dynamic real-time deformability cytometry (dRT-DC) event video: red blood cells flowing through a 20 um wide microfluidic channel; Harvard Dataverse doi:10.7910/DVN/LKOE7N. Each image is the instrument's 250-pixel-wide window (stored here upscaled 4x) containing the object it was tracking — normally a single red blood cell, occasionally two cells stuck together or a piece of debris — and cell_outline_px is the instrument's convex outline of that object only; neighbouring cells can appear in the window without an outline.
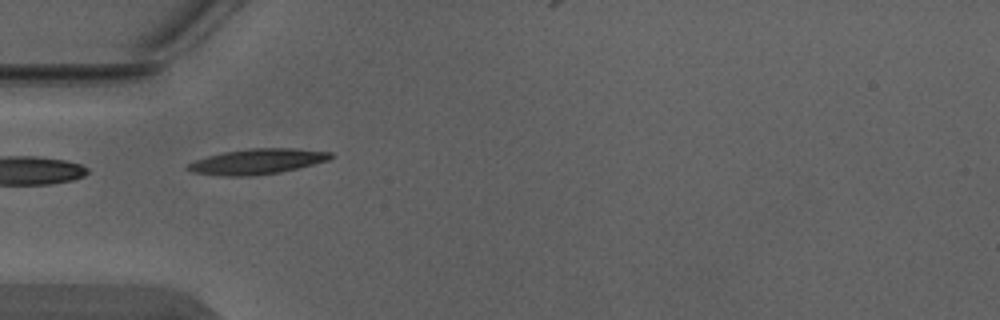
{"species": "Egyptian fruit bat (a non-hibernating species)", "species_latin": "Rousettus aegyptiacus", "temperature_condition": "warm", "stored_images_in_passage": 5, "camera_frame_rate_fps": 3000, "um_per_image_px": 0.085, "animal": {"sex": "male"}, "frame": {"image": 1, "passage_image": 2, "time_ms": 0.333, "image_size_px": [1000, 320], "cell_outline_px": [[332, 156], [328, 160], [280, 172], [252, 176], [224, 176], [192, 172], [184, 168], [188, 164], [196, 160], [208, 156], [224, 152], [248, 148], [292, 148], [332, 152]], "centroid_in_image_um": [21.83, 13.72], "position_along_channel_um": 63.2, "area_um2": 20.92}}
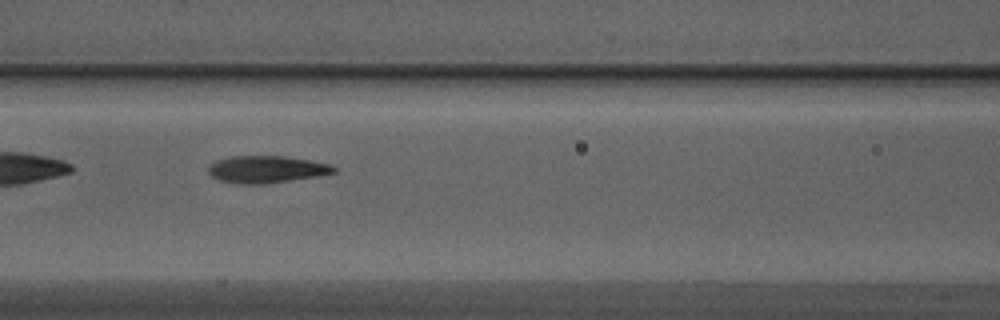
{"frame": {"image": 2, "passage_image": 4, "time_ms": 1.0, "image_size_px": [1000, 320], "cell_outline_px": [[336, 172], [320, 176], [264, 184], [240, 184], [220, 180], [212, 176], [208, 172], [208, 168], [216, 160], [232, 156], [284, 156], [312, 160], [332, 164], [336, 168]], "centroid_in_image_um": [22.71, 14.39], "position_along_channel_um": 143.9, "area_um2": 19.94}}
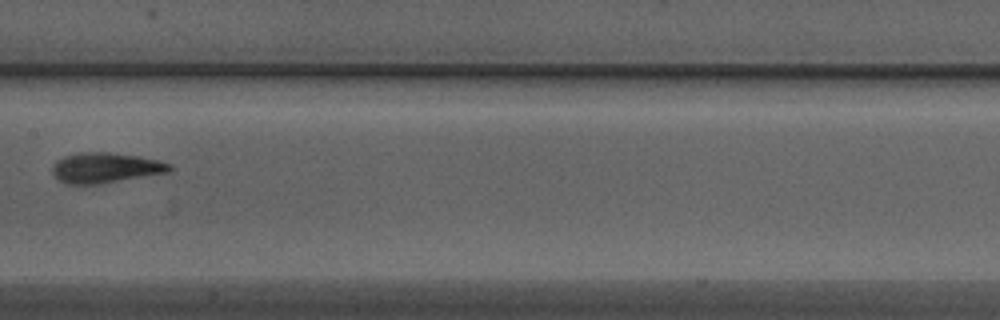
{"frame": {"image": 3, "passage_image": 5, "time_ms": 1.333, "image_size_px": [1000, 320], "cell_outline_px": [[172, 168], [168, 172], [96, 184], [64, 184], [52, 172], [52, 168], [56, 160], [64, 156], [76, 152], [108, 152], [140, 156], [172, 164]], "centroid_in_image_um": [8.93, 14.24], "position_along_channel_um": 198.5, "area_um2": 20.52}}